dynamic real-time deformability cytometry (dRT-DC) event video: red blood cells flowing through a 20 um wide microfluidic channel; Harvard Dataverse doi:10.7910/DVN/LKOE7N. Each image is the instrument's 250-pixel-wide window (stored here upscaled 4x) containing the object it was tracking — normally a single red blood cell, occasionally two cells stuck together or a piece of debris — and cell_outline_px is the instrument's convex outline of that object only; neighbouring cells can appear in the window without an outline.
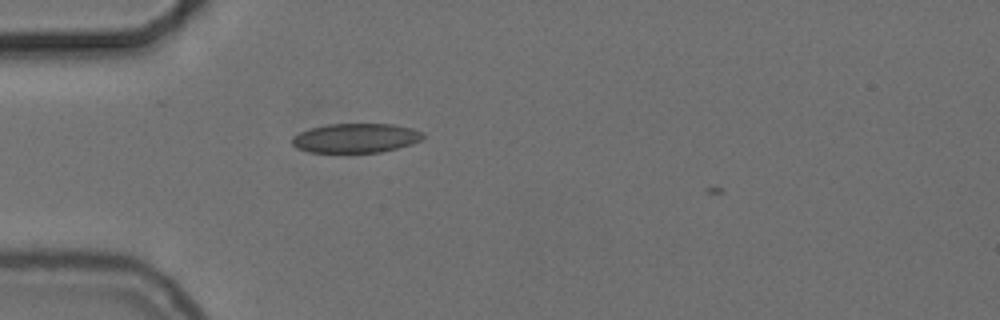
{"species": "common noctule bat (a hibernating species)", "species_latin": "Nyctalus noctula", "temperature_condition": "cold", "stored_images_in_passage": 3, "camera_frame_rate_fps": 3000, "um_per_image_px": 0.085, "animal": {"sex": "female", "body_mass_g": 24.6, "forearm_length_mm": 56.2}, "frame": {"image": 1, "passage_image": 2, "time_ms": 0.333, "image_size_px": [1000, 320], "cell_outline_px": [[424, 136], [420, 140], [412, 144], [380, 152], [308, 152], [296, 148], [292, 144], [292, 136], [300, 132], [312, 128], [328, 124], [392, 124], [412, 128], [424, 132]], "centroid_in_image_um": [30.24, 11.73], "position_along_channel_um": 54.8, "area_um2": 22.31}}